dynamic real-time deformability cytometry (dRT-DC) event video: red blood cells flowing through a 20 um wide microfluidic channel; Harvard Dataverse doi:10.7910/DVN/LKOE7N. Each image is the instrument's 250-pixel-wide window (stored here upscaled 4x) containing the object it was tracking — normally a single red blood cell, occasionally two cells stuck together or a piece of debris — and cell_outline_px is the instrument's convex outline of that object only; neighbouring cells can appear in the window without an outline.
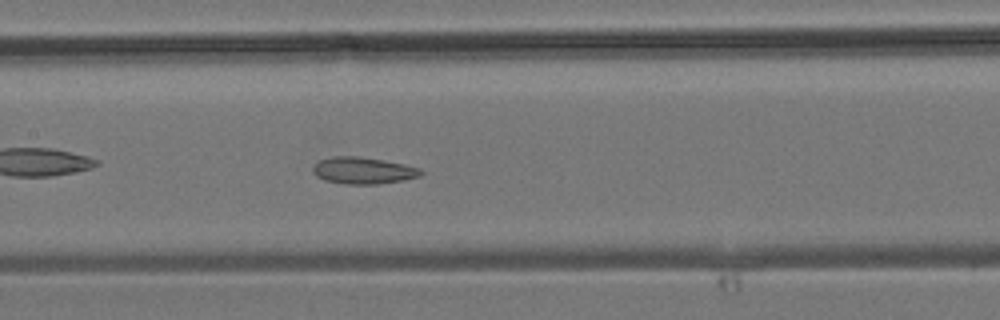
{"species": "common noctule bat (a hibernating species)", "species_latin": "Nyctalus noctula", "temperature_condition": "room temperature", "stored_images_in_passage": 31, "camera_frame_rate_fps": 3000, "um_per_image_px": 0.085, "animal": {"sex": "male", "body_mass_g": 19.2, "forearm_length_mm": 51.8}, "frame": {"image": 1, "passage_image": 9, "time_ms": 2.667, "image_size_px": [1000, 320], "cell_outline_px": [[424, 172], [420, 176], [404, 180], [376, 184], [348, 184], [324, 180], [316, 176], [312, 172], [312, 168], [320, 160], [332, 156], [360, 156], [404, 164], [420, 168]], "centroid_in_image_um": [30.87, 14.49], "position_along_channel_um": 176.5, "area_um2": 16.82}}
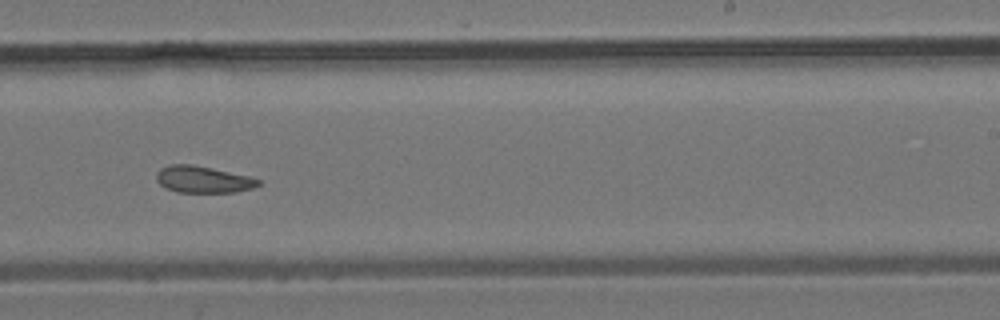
{"frame": {"image": 2, "passage_image": 15, "time_ms": 4.667, "image_size_px": [1000, 320], "cell_outline_px": [[260, 184], [252, 188], [236, 192], [176, 192], [164, 188], [156, 180], [156, 172], [160, 168], [168, 164], [192, 164], [212, 168], [248, 176], [260, 180]], "centroid_in_image_um": [17.2, 15.25], "position_along_channel_um": 271.8, "area_um2": 15.95}}
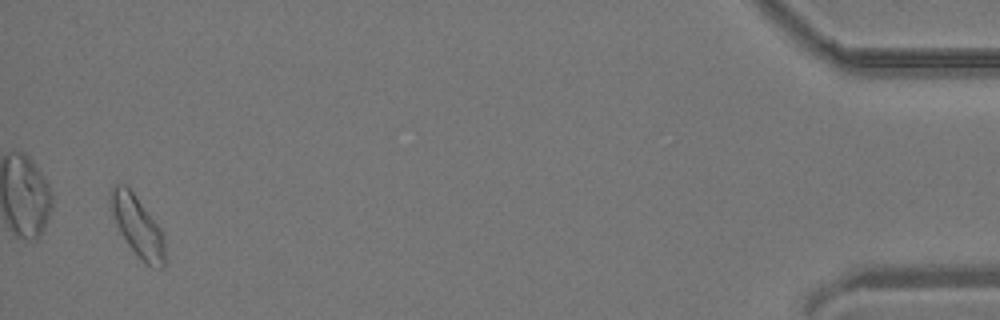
{"frame": {"image": 3, "passage_image": 30, "time_ms": 9.667, "image_size_px": [1000, 320], "cell_outline_px": [[168, 260], [164, 268], [160, 268], [148, 264], [128, 244], [120, 232], [116, 224], [108, 200], [108, 192], [112, 184], [124, 184], [132, 192], [160, 228], [164, 240]], "centroid_in_image_um": [11.69, 19.21], "position_along_channel_um": 423.5, "area_um2": 19.02}}